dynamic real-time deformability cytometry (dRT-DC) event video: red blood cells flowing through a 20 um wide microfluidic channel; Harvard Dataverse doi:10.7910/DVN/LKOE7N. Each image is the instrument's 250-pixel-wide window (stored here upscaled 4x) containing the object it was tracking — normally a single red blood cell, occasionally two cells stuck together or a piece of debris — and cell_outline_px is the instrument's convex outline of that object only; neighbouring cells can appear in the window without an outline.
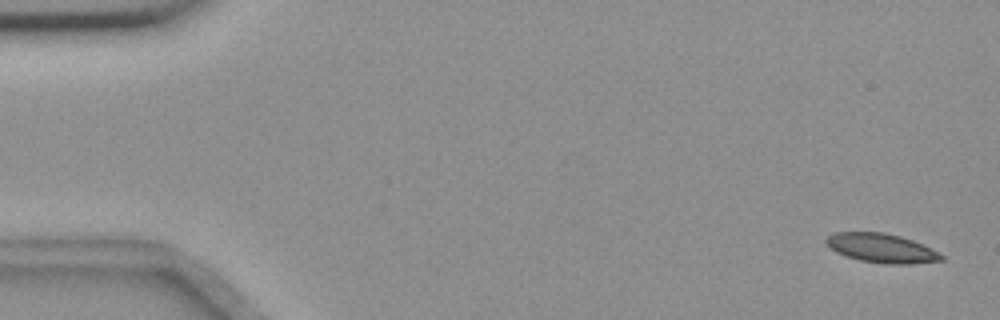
{"species": "common noctule bat (a hibernating species)", "species_latin": "Nyctalus noctula", "temperature_condition": "room temperature", "stored_images_in_passage": 41, "camera_frame_rate_fps": 3000, "um_per_image_px": 0.085, "animal": {"sex": "female", "body_mass_g": 18.4}, "frame": {"image": 1, "passage_image": 2, "time_ms": 0.333, "image_size_px": [1000, 320], "cell_outline_px": [[944, 260], [912, 264], [884, 264], [860, 260], [836, 252], [824, 240], [832, 232], [884, 232], [900, 236], [912, 240], [944, 256]], "centroid_in_image_um": [74.91, 21.09], "position_along_channel_um": 10.1, "area_um2": 19.31}}
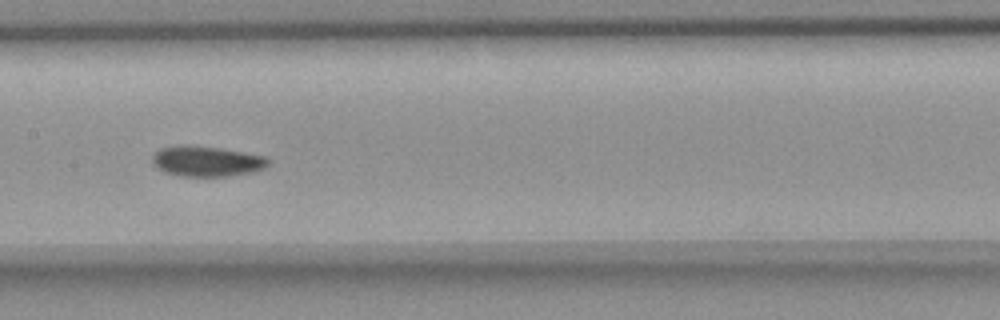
{"frame": {"image": 2, "passage_image": 28, "time_ms": 9.0, "image_size_px": [1000, 320], "cell_outline_px": [[268, 164], [264, 168], [252, 172], [228, 176], [180, 176], [164, 172], [152, 164], [152, 156], [160, 148], [184, 144], [220, 148], [268, 156]], "centroid_in_image_um": [17.55, 13.7], "position_along_channel_um": 189.8, "area_um2": 20.63}}
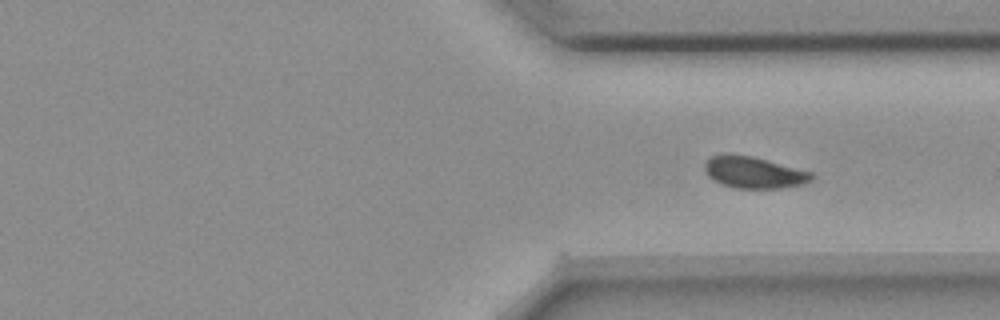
{"frame": {"image": 3, "passage_image": 41, "time_ms": 13.333, "image_size_px": [1000, 320], "cell_outline_px": [[816, 176], [812, 180], [804, 184], [780, 188], [736, 188], [712, 180], [704, 172], [704, 164], [712, 156], [724, 152], [728, 152], [752, 156], [812, 172]], "centroid_in_image_um": [64.06, 14.64], "position_along_channel_um": 347.3, "area_um2": 19.94}}